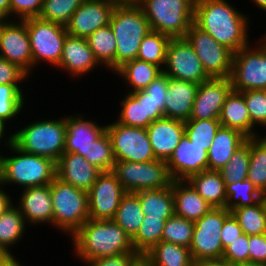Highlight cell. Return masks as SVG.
<instances>
[{
    "mask_svg": "<svg viewBox=\"0 0 266 266\" xmlns=\"http://www.w3.org/2000/svg\"><path fill=\"white\" fill-rule=\"evenodd\" d=\"M227 0H195L193 24L232 52L251 43L249 14Z\"/></svg>",
    "mask_w": 266,
    "mask_h": 266,
    "instance_id": "cell-1",
    "label": "cell"
},
{
    "mask_svg": "<svg viewBox=\"0 0 266 266\" xmlns=\"http://www.w3.org/2000/svg\"><path fill=\"white\" fill-rule=\"evenodd\" d=\"M70 238L74 256L83 265L100 257L138 253L132 239L112 219H88Z\"/></svg>",
    "mask_w": 266,
    "mask_h": 266,
    "instance_id": "cell-2",
    "label": "cell"
},
{
    "mask_svg": "<svg viewBox=\"0 0 266 266\" xmlns=\"http://www.w3.org/2000/svg\"><path fill=\"white\" fill-rule=\"evenodd\" d=\"M9 155L0 152V185H14L20 189L50 184L56 178V162L30 154L11 141L3 144ZM12 155V156H11Z\"/></svg>",
    "mask_w": 266,
    "mask_h": 266,
    "instance_id": "cell-3",
    "label": "cell"
},
{
    "mask_svg": "<svg viewBox=\"0 0 266 266\" xmlns=\"http://www.w3.org/2000/svg\"><path fill=\"white\" fill-rule=\"evenodd\" d=\"M27 124V125H26ZM11 132V142L24 152L49 158L57 163L65 151L66 116L37 118Z\"/></svg>",
    "mask_w": 266,
    "mask_h": 266,
    "instance_id": "cell-4",
    "label": "cell"
},
{
    "mask_svg": "<svg viewBox=\"0 0 266 266\" xmlns=\"http://www.w3.org/2000/svg\"><path fill=\"white\" fill-rule=\"evenodd\" d=\"M116 38L115 71L137 58L142 39L151 30L137 2H118L109 23Z\"/></svg>",
    "mask_w": 266,
    "mask_h": 266,
    "instance_id": "cell-5",
    "label": "cell"
},
{
    "mask_svg": "<svg viewBox=\"0 0 266 266\" xmlns=\"http://www.w3.org/2000/svg\"><path fill=\"white\" fill-rule=\"evenodd\" d=\"M50 188L53 228L70 238L89 219L88 194L57 177Z\"/></svg>",
    "mask_w": 266,
    "mask_h": 266,
    "instance_id": "cell-6",
    "label": "cell"
},
{
    "mask_svg": "<svg viewBox=\"0 0 266 266\" xmlns=\"http://www.w3.org/2000/svg\"><path fill=\"white\" fill-rule=\"evenodd\" d=\"M195 0H138L149 27L172 38L185 37L193 24Z\"/></svg>",
    "mask_w": 266,
    "mask_h": 266,
    "instance_id": "cell-7",
    "label": "cell"
},
{
    "mask_svg": "<svg viewBox=\"0 0 266 266\" xmlns=\"http://www.w3.org/2000/svg\"><path fill=\"white\" fill-rule=\"evenodd\" d=\"M26 26L32 50L33 72L44 62L56 69L68 35L65 25L31 17L26 19Z\"/></svg>",
    "mask_w": 266,
    "mask_h": 266,
    "instance_id": "cell-8",
    "label": "cell"
},
{
    "mask_svg": "<svg viewBox=\"0 0 266 266\" xmlns=\"http://www.w3.org/2000/svg\"><path fill=\"white\" fill-rule=\"evenodd\" d=\"M125 192L161 189L172 185L166 161L148 162L115 161L112 170Z\"/></svg>",
    "mask_w": 266,
    "mask_h": 266,
    "instance_id": "cell-9",
    "label": "cell"
},
{
    "mask_svg": "<svg viewBox=\"0 0 266 266\" xmlns=\"http://www.w3.org/2000/svg\"><path fill=\"white\" fill-rule=\"evenodd\" d=\"M230 79L234 91L266 90V48L258 39L234 53Z\"/></svg>",
    "mask_w": 266,
    "mask_h": 266,
    "instance_id": "cell-10",
    "label": "cell"
},
{
    "mask_svg": "<svg viewBox=\"0 0 266 266\" xmlns=\"http://www.w3.org/2000/svg\"><path fill=\"white\" fill-rule=\"evenodd\" d=\"M231 214L226 208L212 207L202 218L194 222V230L189 247L194 262L218 260L224 253L221 244V230L225 219Z\"/></svg>",
    "mask_w": 266,
    "mask_h": 266,
    "instance_id": "cell-11",
    "label": "cell"
},
{
    "mask_svg": "<svg viewBox=\"0 0 266 266\" xmlns=\"http://www.w3.org/2000/svg\"><path fill=\"white\" fill-rule=\"evenodd\" d=\"M110 123V124H109ZM107 123L115 161L148 162L156 159L146 128Z\"/></svg>",
    "mask_w": 266,
    "mask_h": 266,
    "instance_id": "cell-12",
    "label": "cell"
},
{
    "mask_svg": "<svg viewBox=\"0 0 266 266\" xmlns=\"http://www.w3.org/2000/svg\"><path fill=\"white\" fill-rule=\"evenodd\" d=\"M185 38L210 77L231 76L234 52L194 24L186 32Z\"/></svg>",
    "mask_w": 266,
    "mask_h": 266,
    "instance_id": "cell-13",
    "label": "cell"
},
{
    "mask_svg": "<svg viewBox=\"0 0 266 266\" xmlns=\"http://www.w3.org/2000/svg\"><path fill=\"white\" fill-rule=\"evenodd\" d=\"M162 72L170 78L197 84L211 78L185 37L170 40Z\"/></svg>",
    "mask_w": 266,
    "mask_h": 266,
    "instance_id": "cell-14",
    "label": "cell"
},
{
    "mask_svg": "<svg viewBox=\"0 0 266 266\" xmlns=\"http://www.w3.org/2000/svg\"><path fill=\"white\" fill-rule=\"evenodd\" d=\"M125 193L112 170L102 171L87 192L89 219H113L120 205L121 198Z\"/></svg>",
    "mask_w": 266,
    "mask_h": 266,
    "instance_id": "cell-15",
    "label": "cell"
},
{
    "mask_svg": "<svg viewBox=\"0 0 266 266\" xmlns=\"http://www.w3.org/2000/svg\"><path fill=\"white\" fill-rule=\"evenodd\" d=\"M0 57L18 65L29 76L33 74L30 39L24 20H8L0 37Z\"/></svg>",
    "mask_w": 266,
    "mask_h": 266,
    "instance_id": "cell-16",
    "label": "cell"
},
{
    "mask_svg": "<svg viewBox=\"0 0 266 266\" xmlns=\"http://www.w3.org/2000/svg\"><path fill=\"white\" fill-rule=\"evenodd\" d=\"M116 0H84L65 25L68 35L88 38L98 28L107 26Z\"/></svg>",
    "mask_w": 266,
    "mask_h": 266,
    "instance_id": "cell-17",
    "label": "cell"
},
{
    "mask_svg": "<svg viewBox=\"0 0 266 266\" xmlns=\"http://www.w3.org/2000/svg\"><path fill=\"white\" fill-rule=\"evenodd\" d=\"M232 90L230 77H211L201 82L189 119H218L224 101Z\"/></svg>",
    "mask_w": 266,
    "mask_h": 266,
    "instance_id": "cell-18",
    "label": "cell"
},
{
    "mask_svg": "<svg viewBox=\"0 0 266 266\" xmlns=\"http://www.w3.org/2000/svg\"><path fill=\"white\" fill-rule=\"evenodd\" d=\"M210 146H198L183 135L170 158L166 161L173 180H186L189 176L208 169Z\"/></svg>",
    "mask_w": 266,
    "mask_h": 266,
    "instance_id": "cell-19",
    "label": "cell"
},
{
    "mask_svg": "<svg viewBox=\"0 0 266 266\" xmlns=\"http://www.w3.org/2000/svg\"><path fill=\"white\" fill-rule=\"evenodd\" d=\"M14 205L21 211L25 222L31 227L51 225L53 229V206L50 184L21 189Z\"/></svg>",
    "mask_w": 266,
    "mask_h": 266,
    "instance_id": "cell-20",
    "label": "cell"
},
{
    "mask_svg": "<svg viewBox=\"0 0 266 266\" xmlns=\"http://www.w3.org/2000/svg\"><path fill=\"white\" fill-rule=\"evenodd\" d=\"M99 66L102 70L86 38L67 35L60 62L56 68L64 73L67 72L72 78H82L89 72L92 74V71Z\"/></svg>",
    "mask_w": 266,
    "mask_h": 266,
    "instance_id": "cell-21",
    "label": "cell"
},
{
    "mask_svg": "<svg viewBox=\"0 0 266 266\" xmlns=\"http://www.w3.org/2000/svg\"><path fill=\"white\" fill-rule=\"evenodd\" d=\"M107 124L87 119L83 113L66 116L65 151L86 156L92 141H95L106 131Z\"/></svg>",
    "mask_w": 266,
    "mask_h": 266,
    "instance_id": "cell-22",
    "label": "cell"
},
{
    "mask_svg": "<svg viewBox=\"0 0 266 266\" xmlns=\"http://www.w3.org/2000/svg\"><path fill=\"white\" fill-rule=\"evenodd\" d=\"M102 171L83 156L64 152L56 163V177L64 183L88 192Z\"/></svg>",
    "mask_w": 266,
    "mask_h": 266,
    "instance_id": "cell-23",
    "label": "cell"
},
{
    "mask_svg": "<svg viewBox=\"0 0 266 266\" xmlns=\"http://www.w3.org/2000/svg\"><path fill=\"white\" fill-rule=\"evenodd\" d=\"M156 159L167 161L185 134L184 121L163 117L146 128Z\"/></svg>",
    "mask_w": 266,
    "mask_h": 266,
    "instance_id": "cell-24",
    "label": "cell"
},
{
    "mask_svg": "<svg viewBox=\"0 0 266 266\" xmlns=\"http://www.w3.org/2000/svg\"><path fill=\"white\" fill-rule=\"evenodd\" d=\"M199 84L169 78L165 97L164 117L187 121L192 112Z\"/></svg>",
    "mask_w": 266,
    "mask_h": 266,
    "instance_id": "cell-25",
    "label": "cell"
},
{
    "mask_svg": "<svg viewBox=\"0 0 266 266\" xmlns=\"http://www.w3.org/2000/svg\"><path fill=\"white\" fill-rule=\"evenodd\" d=\"M172 191L177 216L195 222L212 209L186 180H173Z\"/></svg>",
    "mask_w": 266,
    "mask_h": 266,
    "instance_id": "cell-26",
    "label": "cell"
},
{
    "mask_svg": "<svg viewBox=\"0 0 266 266\" xmlns=\"http://www.w3.org/2000/svg\"><path fill=\"white\" fill-rule=\"evenodd\" d=\"M246 139L240 131L221 126L208 150V170L219 171L224 167Z\"/></svg>",
    "mask_w": 266,
    "mask_h": 266,
    "instance_id": "cell-27",
    "label": "cell"
},
{
    "mask_svg": "<svg viewBox=\"0 0 266 266\" xmlns=\"http://www.w3.org/2000/svg\"><path fill=\"white\" fill-rule=\"evenodd\" d=\"M186 181L212 207L225 208L226 189L219 171L207 169L189 176Z\"/></svg>",
    "mask_w": 266,
    "mask_h": 266,
    "instance_id": "cell-28",
    "label": "cell"
},
{
    "mask_svg": "<svg viewBox=\"0 0 266 266\" xmlns=\"http://www.w3.org/2000/svg\"><path fill=\"white\" fill-rule=\"evenodd\" d=\"M218 119L222 127L238 130L247 138H251V118L241 92H230Z\"/></svg>",
    "mask_w": 266,
    "mask_h": 266,
    "instance_id": "cell-29",
    "label": "cell"
},
{
    "mask_svg": "<svg viewBox=\"0 0 266 266\" xmlns=\"http://www.w3.org/2000/svg\"><path fill=\"white\" fill-rule=\"evenodd\" d=\"M114 73L124 80L128 93H133L144 90L162 73V69L155 64L134 59L124 63Z\"/></svg>",
    "mask_w": 266,
    "mask_h": 266,
    "instance_id": "cell-30",
    "label": "cell"
},
{
    "mask_svg": "<svg viewBox=\"0 0 266 266\" xmlns=\"http://www.w3.org/2000/svg\"><path fill=\"white\" fill-rule=\"evenodd\" d=\"M141 203L144 216L168 219L175 214L172 185L167 188L135 192Z\"/></svg>",
    "mask_w": 266,
    "mask_h": 266,
    "instance_id": "cell-31",
    "label": "cell"
},
{
    "mask_svg": "<svg viewBox=\"0 0 266 266\" xmlns=\"http://www.w3.org/2000/svg\"><path fill=\"white\" fill-rule=\"evenodd\" d=\"M28 225L21 211L13 204L0 216V251L14 255L13 247L24 238Z\"/></svg>",
    "mask_w": 266,
    "mask_h": 266,
    "instance_id": "cell-32",
    "label": "cell"
},
{
    "mask_svg": "<svg viewBox=\"0 0 266 266\" xmlns=\"http://www.w3.org/2000/svg\"><path fill=\"white\" fill-rule=\"evenodd\" d=\"M143 257L151 266H193L190 249L171 242L161 241Z\"/></svg>",
    "mask_w": 266,
    "mask_h": 266,
    "instance_id": "cell-33",
    "label": "cell"
},
{
    "mask_svg": "<svg viewBox=\"0 0 266 266\" xmlns=\"http://www.w3.org/2000/svg\"><path fill=\"white\" fill-rule=\"evenodd\" d=\"M250 163L247 179L266 197V135L247 138Z\"/></svg>",
    "mask_w": 266,
    "mask_h": 266,
    "instance_id": "cell-34",
    "label": "cell"
},
{
    "mask_svg": "<svg viewBox=\"0 0 266 266\" xmlns=\"http://www.w3.org/2000/svg\"><path fill=\"white\" fill-rule=\"evenodd\" d=\"M86 39L99 64L114 74L117 44L110 25L98 28Z\"/></svg>",
    "mask_w": 266,
    "mask_h": 266,
    "instance_id": "cell-35",
    "label": "cell"
},
{
    "mask_svg": "<svg viewBox=\"0 0 266 266\" xmlns=\"http://www.w3.org/2000/svg\"><path fill=\"white\" fill-rule=\"evenodd\" d=\"M143 219L144 213L138 195L134 192H126L112 220L132 239L139 231Z\"/></svg>",
    "mask_w": 266,
    "mask_h": 266,
    "instance_id": "cell-36",
    "label": "cell"
},
{
    "mask_svg": "<svg viewBox=\"0 0 266 266\" xmlns=\"http://www.w3.org/2000/svg\"><path fill=\"white\" fill-rule=\"evenodd\" d=\"M125 92L115 121L124 126L147 128L152 121L145 117L144 90L128 93L126 89Z\"/></svg>",
    "mask_w": 266,
    "mask_h": 266,
    "instance_id": "cell-37",
    "label": "cell"
},
{
    "mask_svg": "<svg viewBox=\"0 0 266 266\" xmlns=\"http://www.w3.org/2000/svg\"><path fill=\"white\" fill-rule=\"evenodd\" d=\"M23 84L0 85V119L7 126L25 111L26 92ZM25 94V95H24ZM25 101V102H24Z\"/></svg>",
    "mask_w": 266,
    "mask_h": 266,
    "instance_id": "cell-38",
    "label": "cell"
},
{
    "mask_svg": "<svg viewBox=\"0 0 266 266\" xmlns=\"http://www.w3.org/2000/svg\"><path fill=\"white\" fill-rule=\"evenodd\" d=\"M243 233L248 236L266 234V197L256 204L231 210Z\"/></svg>",
    "mask_w": 266,
    "mask_h": 266,
    "instance_id": "cell-39",
    "label": "cell"
},
{
    "mask_svg": "<svg viewBox=\"0 0 266 266\" xmlns=\"http://www.w3.org/2000/svg\"><path fill=\"white\" fill-rule=\"evenodd\" d=\"M169 76L161 73L144 89L145 117L152 122L164 117Z\"/></svg>",
    "mask_w": 266,
    "mask_h": 266,
    "instance_id": "cell-40",
    "label": "cell"
},
{
    "mask_svg": "<svg viewBox=\"0 0 266 266\" xmlns=\"http://www.w3.org/2000/svg\"><path fill=\"white\" fill-rule=\"evenodd\" d=\"M170 40V37L150 30L141 41L136 59L155 64L163 69Z\"/></svg>",
    "mask_w": 266,
    "mask_h": 266,
    "instance_id": "cell-41",
    "label": "cell"
},
{
    "mask_svg": "<svg viewBox=\"0 0 266 266\" xmlns=\"http://www.w3.org/2000/svg\"><path fill=\"white\" fill-rule=\"evenodd\" d=\"M166 220L144 216L139 231L132 238L134 250L143 256L153 246L161 242Z\"/></svg>",
    "mask_w": 266,
    "mask_h": 266,
    "instance_id": "cell-42",
    "label": "cell"
},
{
    "mask_svg": "<svg viewBox=\"0 0 266 266\" xmlns=\"http://www.w3.org/2000/svg\"><path fill=\"white\" fill-rule=\"evenodd\" d=\"M225 189L227 196L225 208L230 211L254 205L264 197L248 179L227 184Z\"/></svg>",
    "mask_w": 266,
    "mask_h": 266,
    "instance_id": "cell-43",
    "label": "cell"
},
{
    "mask_svg": "<svg viewBox=\"0 0 266 266\" xmlns=\"http://www.w3.org/2000/svg\"><path fill=\"white\" fill-rule=\"evenodd\" d=\"M250 163V146L245 142L231 156L230 161L219 172L227 184L247 179Z\"/></svg>",
    "mask_w": 266,
    "mask_h": 266,
    "instance_id": "cell-44",
    "label": "cell"
},
{
    "mask_svg": "<svg viewBox=\"0 0 266 266\" xmlns=\"http://www.w3.org/2000/svg\"><path fill=\"white\" fill-rule=\"evenodd\" d=\"M193 230V221L174 214L166 220L162 234V241L189 248L191 246Z\"/></svg>",
    "mask_w": 266,
    "mask_h": 266,
    "instance_id": "cell-45",
    "label": "cell"
},
{
    "mask_svg": "<svg viewBox=\"0 0 266 266\" xmlns=\"http://www.w3.org/2000/svg\"><path fill=\"white\" fill-rule=\"evenodd\" d=\"M90 164H93L101 171H111L115 165L110 137L105 131L99 138L92 141L84 157Z\"/></svg>",
    "mask_w": 266,
    "mask_h": 266,
    "instance_id": "cell-46",
    "label": "cell"
},
{
    "mask_svg": "<svg viewBox=\"0 0 266 266\" xmlns=\"http://www.w3.org/2000/svg\"><path fill=\"white\" fill-rule=\"evenodd\" d=\"M241 93L251 118V137L263 135L256 127L263 126L266 129V90H247Z\"/></svg>",
    "mask_w": 266,
    "mask_h": 266,
    "instance_id": "cell-47",
    "label": "cell"
},
{
    "mask_svg": "<svg viewBox=\"0 0 266 266\" xmlns=\"http://www.w3.org/2000/svg\"><path fill=\"white\" fill-rule=\"evenodd\" d=\"M184 126L185 134L192 143L198 146H211L221 123L219 119H188Z\"/></svg>",
    "mask_w": 266,
    "mask_h": 266,
    "instance_id": "cell-48",
    "label": "cell"
},
{
    "mask_svg": "<svg viewBox=\"0 0 266 266\" xmlns=\"http://www.w3.org/2000/svg\"><path fill=\"white\" fill-rule=\"evenodd\" d=\"M84 0H44L40 19L66 25Z\"/></svg>",
    "mask_w": 266,
    "mask_h": 266,
    "instance_id": "cell-49",
    "label": "cell"
},
{
    "mask_svg": "<svg viewBox=\"0 0 266 266\" xmlns=\"http://www.w3.org/2000/svg\"><path fill=\"white\" fill-rule=\"evenodd\" d=\"M223 260L232 265L249 263V236L243 234L224 249Z\"/></svg>",
    "mask_w": 266,
    "mask_h": 266,
    "instance_id": "cell-50",
    "label": "cell"
},
{
    "mask_svg": "<svg viewBox=\"0 0 266 266\" xmlns=\"http://www.w3.org/2000/svg\"><path fill=\"white\" fill-rule=\"evenodd\" d=\"M44 0H10V20H24L40 15Z\"/></svg>",
    "mask_w": 266,
    "mask_h": 266,
    "instance_id": "cell-51",
    "label": "cell"
},
{
    "mask_svg": "<svg viewBox=\"0 0 266 266\" xmlns=\"http://www.w3.org/2000/svg\"><path fill=\"white\" fill-rule=\"evenodd\" d=\"M30 76L18 65L13 64L3 57H0V85L1 84H22L29 80ZM25 81V82H24Z\"/></svg>",
    "mask_w": 266,
    "mask_h": 266,
    "instance_id": "cell-52",
    "label": "cell"
},
{
    "mask_svg": "<svg viewBox=\"0 0 266 266\" xmlns=\"http://www.w3.org/2000/svg\"><path fill=\"white\" fill-rule=\"evenodd\" d=\"M141 257L140 253H124L100 257L85 263V266H133Z\"/></svg>",
    "mask_w": 266,
    "mask_h": 266,
    "instance_id": "cell-53",
    "label": "cell"
},
{
    "mask_svg": "<svg viewBox=\"0 0 266 266\" xmlns=\"http://www.w3.org/2000/svg\"><path fill=\"white\" fill-rule=\"evenodd\" d=\"M221 232L220 241L223 249L228 247L233 243V241L244 234L238 220L233 216L232 213L225 219Z\"/></svg>",
    "mask_w": 266,
    "mask_h": 266,
    "instance_id": "cell-54",
    "label": "cell"
},
{
    "mask_svg": "<svg viewBox=\"0 0 266 266\" xmlns=\"http://www.w3.org/2000/svg\"><path fill=\"white\" fill-rule=\"evenodd\" d=\"M249 262L266 264V234L249 236Z\"/></svg>",
    "mask_w": 266,
    "mask_h": 266,
    "instance_id": "cell-55",
    "label": "cell"
},
{
    "mask_svg": "<svg viewBox=\"0 0 266 266\" xmlns=\"http://www.w3.org/2000/svg\"><path fill=\"white\" fill-rule=\"evenodd\" d=\"M13 204L14 199H12L11 194L9 195L7 192V188L0 185V216L4 214Z\"/></svg>",
    "mask_w": 266,
    "mask_h": 266,
    "instance_id": "cell-56",
    "label": "cell"
},
{
    "mask_svg": "<svg viewBox=\"0 0 266 266\" xmlns=\"http://www.w3.org/2000/svg\"><path fill=\"white\" fill-rule=\"evenodd\" d=\"M193 266H236V265H232L231 263L223 259H218V260L197 261V262H194Z\"/></svg>",
    "mask_w": 266,
    "mask_h": 266,
    "instance_id": "cell-57",
    "label": "cell"
},
{
    "mask_svg": "<svg viewBox=\"0 0 266 266\" xmlns=\"http://www.w3.org/2000/svg\"><path fill=\"white\" fill-rule=\"evenodd\" d=\"M0 18L10 20V0H0Z\"/></svg>",
    "mask_w": 266,
    "mask_h": 266,
    "instance_id": "cell-58",
    "label": "cell"
},
{
    "mask_svg": "<svg viewBox=\"0 0 266 266\" xmlns=\"http://www.w3.org/2000/svg\"><path fill=\"white\" fill-rule=\"evenodd\" d=\"M6 130H8V131L6 132ZM9 131H10V129L8 127H6V125L0 119V142H3L6 144L9 141H11V133L9 135Z\"/></svg>",
    "mask_w": 266,
    "mask_h": 266,
    "instance_id": "cell-59",
    "label": "cell"
},
{
    "mask_svg": "<svg viewBox=\"0 0 266 266\" xmlns=\"http://www.w3.org/2000/svg\"><path fill=\"white\" fill-rule=\"evenodd\" d=\"M23 263L20 262L19 257L14 255H9L0 266H24Z\"/></svg>",
    "mask_w": 266,
    "mask_h": 266,
    "instance_id": "cell-60",
    "label": "cell"
},
{
    "mask_svg": "<svg viewBox=\"0 0 266 266\" xmlns=\"http://www.w3.org/2000/svg\"><path fill=\"white\" fill-rule=\"evenodd\" d=\"M253 5L256 6L258 9L262 10L264 14L266 13V0H251Z\"/></svg>",
    "mask_w": 266,
    "mask_h": 266,
    "instance_id": "cell-61",
    "label": "cell"
},
{
    "mask_svg": "<svg viewBox=\"0 0 266 266\" xmlns=\"http://www.w3.org/2000/svg\"><path fill=\"white\" fill-rule=\"evenodd\" d=\"M133 266H151L149 262L142 256Z\"/></svg>",
    "mask_w": 266,
    "mask_h": 266,
    "instance_id": "cell-62",
    "label": "cell"
},
{
    "mask_svg": "<svg viewBox=\"0 0 266 266\" xmlns=\"http://www.w3.org/2000/svg\"><path fill=\"white\" fill-rule=\"evenodd\" d=\"M236 266H266V264H259V263H245V264H239V265H236Z\"/></svg>",
    "mask_w": 266,
    "mask_h": 266,
    "instance_id": "cell-63",
    "label": "cell"
},
{
    "mask_svg": "<svg viewBox=\"0 0 266 266\" xmlns=\"http://www.w3.org/2000/svg\"><path fill=\"white\" fill-rule=\"evenodd\" d=\"M258 40L266 48V33L263 34L260 38H258Z\"/></svg>",
    "mask_w": 266,
    "mask_h": 266,
    "instance_id": "cell-64",
    "label": "cell"
},
{
    "mask_svg": "<svg viewBox=\"0 0 266 266\" xmlns=\"http://www.w3.org/2000/svg\"><path fill=\"white\" fill-rule=\"evenodd\" d=\"M9 256V254L0 251V264Z\"/></svg>",
    "mask_w": 266,
    "mask_h": 266,
    "instance_id": "cell-65",
    "label": "cell"
},
{
    "mask_svg": "<svg viewBox=\"0 0 266 266\" xmlns=\"http://www.w3.org/2000/svg\"><path fill=\"white\" fill-rule=\"evenodd\" d=\"M8 20L6 19H1L0 18V37H1V32L3 30V25L7 22Z\"/></svg>",
    "mask_w": 266,
    "mask_h": 266,
    "instance_id": "cell-66",
    "label": "cell"
},
{
    "mask_svg": "<svg viewBox=\"0 0 266 266\" xmlns=\"http://www.w3.org/2000/svg\"><path fill=\"white\" fill-rule=\"evenodd\" d=\"M118 2H137L138 0H116Z\"/></svg>",
    "mask_w": 266,
    "mask_h": 266,
    "instance_id": "cell-67",
    "label": "cell"
},
{
    "mask_svg": "<svg viewBox=\"0 0 266 266\" xmlns=\"http://www.w3.org/2000/svg\"><path fill=\"white\" fill-rule=\"evenodd\" d=\"M2 144H3V143H2V142H0V146H1ZM2 148H3V147H1V148H0V151H2V150H3Z\"/></svg>",
    "mask_w": 266,
    "mask_h": 266,
    "instance_id": "cell-68",
    "label": "cell"
}]
</instances>
